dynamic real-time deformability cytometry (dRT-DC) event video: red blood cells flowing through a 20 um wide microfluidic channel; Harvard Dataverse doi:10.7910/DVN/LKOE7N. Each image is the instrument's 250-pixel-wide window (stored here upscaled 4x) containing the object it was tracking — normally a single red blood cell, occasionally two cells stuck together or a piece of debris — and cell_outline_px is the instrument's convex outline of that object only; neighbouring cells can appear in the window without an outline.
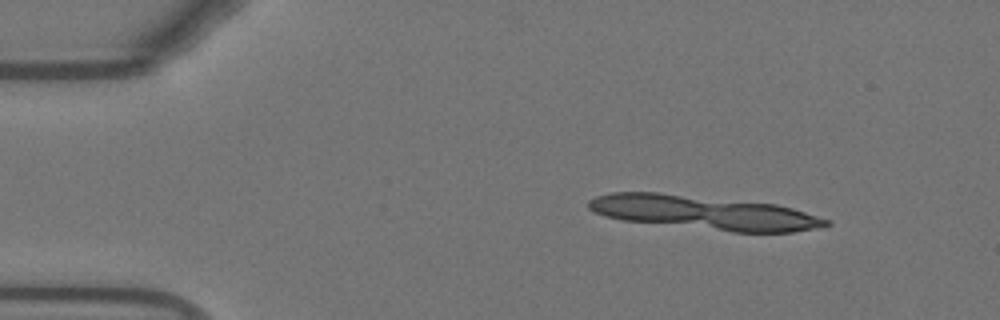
{"species": "Egyptian fruit bat (a non-hibernating species)", "species_latin": "Rousettus aegyptiacus", "temperature_condition": "warm", "stored_images_in_passage": 47, "camera_frame_rate_fps": 3000, "um_per_image_px": 0.085, "animal": {"sex": "female"}, "frame": {"image": 1, "passage_image": 1, "time_ms": 0.0, "image_size_px": [1000, 320], "cell_outline_px": [[824, 224], [804, 228], [780, 232], [744, 232], [728, 228], [716, 224], [736, 204], [764, 204], [784, 208], [808, 216]], "centroid_in_image_um": [65.03, 18.62], "position_along_channel_um": 20.0, "area_um2": 14.91}}
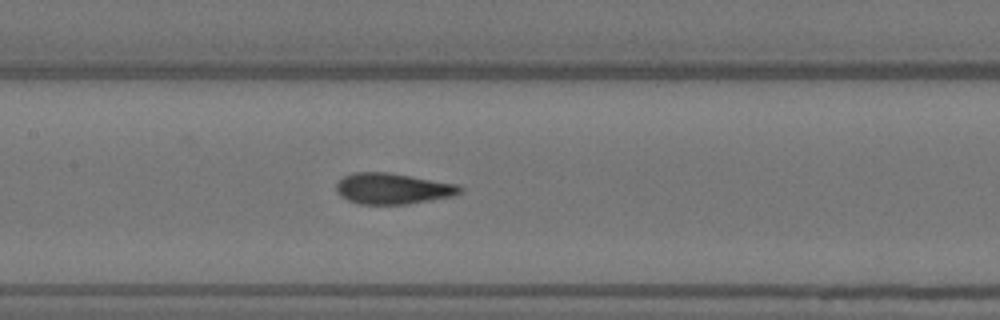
{"frame": {"image": 2, "passage_image": 20, "time_ms": 6.333, "image_size_px": [1000, 320], "cell_outline_px": [[452, 192], [404, 200], [368, 200], [352, 196], [344, 188], [344, 184], [348, 180], [360, 176], [388, 176], [436, 184], [452, 188]], "centroid_in_image_um": [33.29, 16.01], "position_along_channel_um": 174.1, "area_um2": 13.76}}
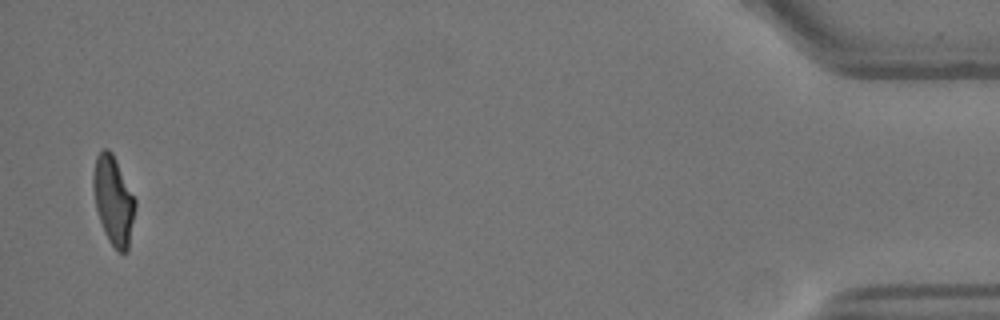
{"frame": {"image": 3, "passage_image": 47, "time_ms": 15.333, "image_size_px": [1000, 320], "cell_outline_px": [[132, 216], [124, 248], [120, 248], [112, 240], [108, 232], [96, 192], [96, 168], [104, 152], [108, 152], [112, 156], [132, 196]], "centroid_in_image_um": [9.68, 16.95], "position_along_channel_um": 425.5, "area_um2": 16.36}}